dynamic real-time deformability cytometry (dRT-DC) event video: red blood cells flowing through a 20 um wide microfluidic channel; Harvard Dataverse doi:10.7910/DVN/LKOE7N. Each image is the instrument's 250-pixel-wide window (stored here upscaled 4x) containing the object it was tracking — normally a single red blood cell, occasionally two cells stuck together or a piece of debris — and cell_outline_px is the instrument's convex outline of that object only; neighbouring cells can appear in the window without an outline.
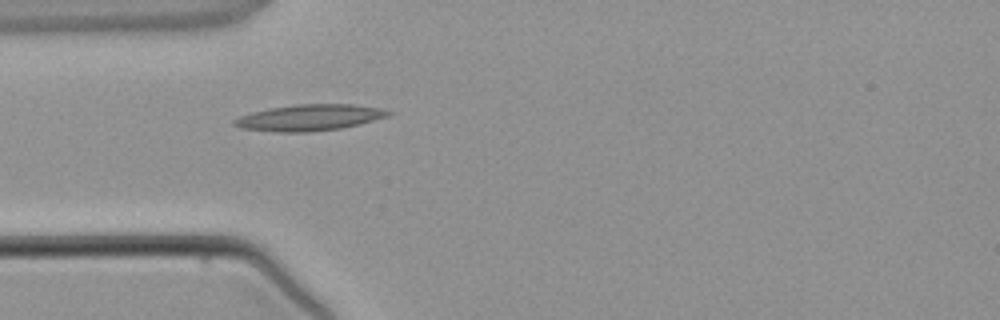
{"species": "common noctule bat (a hibernating species)", "species_latin": "Nyctalus noctula", "temperature_condition": "warm", "stored_images_in_passage": 3, "camera_frame_rate_fps": 3000, "um_per_image_px": 0.085, "animal": {"sex": "male", "body_mass_g": 21.5, "forearm_length_mm": 52.0}, "frame": {"image": 1, "passage_image": 3, "time_ms": 2.333, "image_size_px": [1000, 320], "cell_outline_px": [[392, 112], [388, 116], [340, 128], [304, 132], [276, 132], [244, 128], [232, 124], [232, 120], [240, 116], [252, 112], [272, 108], [296, 104], [352, 104], [380, 108]], "centroid_in_image_um": [26.27, 9.99], "position_along_channel_um": 58.7, "area_um2": 23.06}}